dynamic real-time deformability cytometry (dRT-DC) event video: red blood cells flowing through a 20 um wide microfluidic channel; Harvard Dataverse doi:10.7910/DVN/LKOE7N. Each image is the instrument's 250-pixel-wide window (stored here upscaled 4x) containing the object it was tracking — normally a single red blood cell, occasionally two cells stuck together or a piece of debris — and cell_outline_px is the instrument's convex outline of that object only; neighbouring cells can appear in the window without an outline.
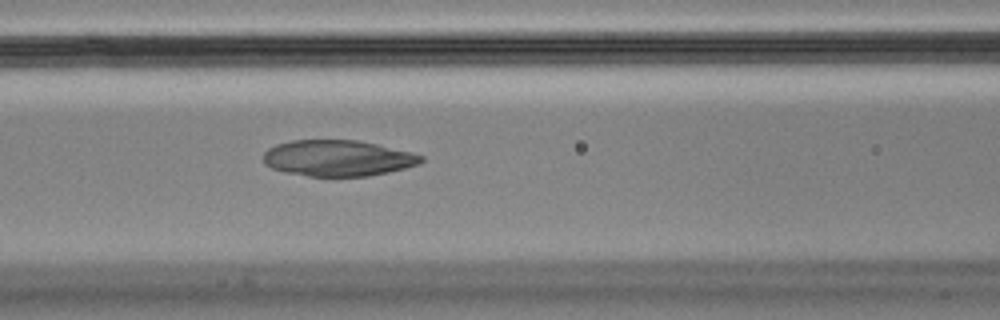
{"species": "Egyptian fruit bat (a non-hibernating species)", "species_latin": "Rousettus aegyptiacus", "temperature_condition": "cold", "stored_images_in_passage": 6, "camera_frame_rate_fps": 3000, "um_per_image_px": 0.085, "animal": {"sex": "male"}, "frame": {"image": 1, "passage_image": 6, "time_ms": 1.667, "image_size_px": [1000, 320], "cell_outline_px": [[424, 160], [420, 164], [388, 172], [368, 176], [308, 176], [284, 172], [272, 168], [264, 164], [264, 152], [268, 148], [276, 144], [292, 140], [356, 140], [376, 144], [412, 152], [424, 156]], "centroid_in_image_um": [28.71, 13.44], "position_along_channel_um": 137.9, "area_um2": 33.18}}